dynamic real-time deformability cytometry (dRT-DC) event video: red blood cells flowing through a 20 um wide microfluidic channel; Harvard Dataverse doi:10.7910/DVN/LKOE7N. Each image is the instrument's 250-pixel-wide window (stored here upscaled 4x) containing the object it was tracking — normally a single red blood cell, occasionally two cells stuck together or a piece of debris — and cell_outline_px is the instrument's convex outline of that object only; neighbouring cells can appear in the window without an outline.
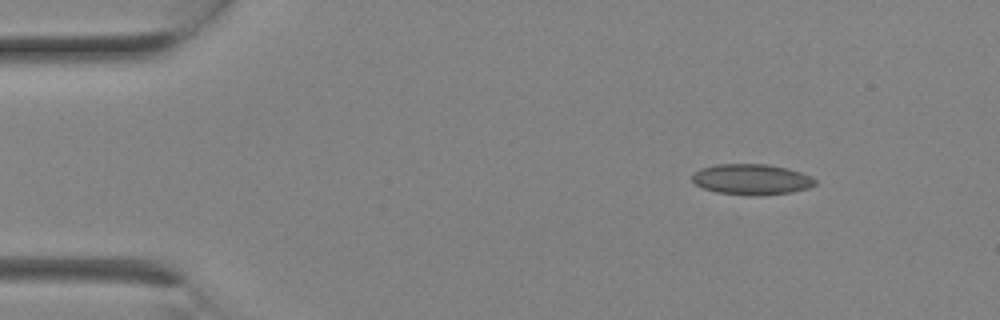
{"species": "Egyptian fruit bat (a non-hibernating species)", "species_latin": "Rousettus aegyptiacus", "temperature_condition": "room temperature", "stored_images_in_passage": 2, "camera_frame_rate_fps": 3000, "um_per_image_px": 0.085, "animal": {"sex": "female"}, "frame": {"image": 1, "passage_image": 1, "time_ms": 0.0, "image_size_px": [1000, 320], "cell_outline_px": [[816, 184], [808, 188], [792, 192], [752, 196], [716, 192], [704, 188], [696, 184], [692, 180], [692, 172], [700, 168], [716, 164], [768, 164], [788, 168], [812, 176], [816, 180]], "centroid_in_image_um": [63.88, 15.24], "position_along_channel_um": 21.1, "area_um2": 22.14}}